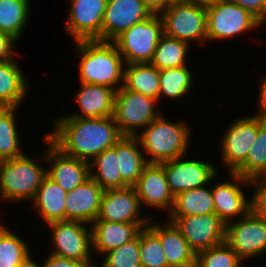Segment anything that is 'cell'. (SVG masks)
I'll return each instance as SVG.
<instances>
[{"label": "cell", "instance_id": "obj_1", "mask_svg": "<svg viewBox=\"0 0 266 267\" xmlns=\"http://www.w3.org/2000/svg\"><path fill=\"white\" fill-rule=\"evenodd\" d=\"M46 138L63 154L90 163L104 150L112 148L123 136L112 116L102 118L64 117Z\"/></svg>", "mask_w": 266, "mask_h": 267}, {"label": "cell", "instance_id": "obj_2", "mask_svg": "<svg viewBox=\"0 0 266 267\" xmlns=\"http://www.w3.org/2000/svg\"><path fill=\"white\" fill-rule=\"evenodd\" d=\"M76 46L81 57L80 83L101 85L117 91L119 87L115 84L123 82L125 63L115 44L110 41L80 40L76 41Z\"/></svg>", "mask_w": 266, "mask_h": 267}, {"label": "cell", "instance_id": "obj_3", "mask_svg": "<svg viewBox=\"0 0 266 267\" xmlns=\"http://www.w3.org/2000/svg\"><path fill=\"white\" fill-rule=\"evenodd\" d=\"M189 131L185 123H171L160 115L135 137L149 156H152L151 159H146L147 162L161 164L186 154Z\"/></svg>", "mask_w": 266, "mask_h": 267}, {"label": "cell", "instance_id": "obj_4", "mask_svg": "<svg viewBox=\"0 0 266 267\" xmlns=\"http://www.w3.org/2000/svg\"><path fill=\"white\" fill-rule=\"evenodd\" d=\"M47 169L36 164L28 155L2 160L0 165V193L7 201H33Z\"/></svg>", "mask_w": 266, "mask_h": 267}, {"label": "cell", "instance_id": "obj_5", "mask_svg": "<svg viewBox=\"0 0 266 267\" xmlns=\"http://www.w3.org/2000/svg\"><path fill=\"white\" fill-rule=\"evenodd\" d=\"M163 35L162 18L160 15L152 14L146 20L122 32L112 42L122 55L125 64L150 63Z\"/></svg>", "mask_w": 266, "mask_h": 267}, {"label": "cell", "instance_id": "obj_6", "mask_svg": "<svg viewBox=\"0 0 266 267\" xmlns=\"http://www.w3.org/2000/svg\"><path fill=\"white\" fill-rule=\"evenodd\" d=\"M158 101L141 93L127 90L120 84L115 93L113 119L123 136H136L139 127H147L161 114L155 113Z\"/></svg>", "mask_w": 266, "mask_h": 267}, {"label": "cell", "instance_id": "obj_7", "mask_svg": "<svg viewBox=\"0 0 266 267\" xmlns=\"http://www.w3.org/2000/svg\"><path fill=\"white\" fill-rule=\"evenodd\" d=\"M164 34L187 42L207 40V9L181 0L173 2L159 14Z\"/></svg>", "mask_w": 266, "mask_h": 267}, {"label": "cell", "instance_id": "obj_8", "mask_svg": "<svg viewBox=\"0 0 266 267\" xmlns=\"http://www.w3.org/2000/svg\"><path fill=\"white\" fill-rule=\"evenodd\" d=\"M260 24L250 11L230 1L222 0L207 8V40L230 38Z\"/></svg>", "mask_w": 266, "mask_h": 267}, {"label": "cell", "instance_id": "obj_9", "mask_svg": "<svg viewBox=\"0 0 266 267\" xmlns=\"http://www.w3.org/2000/svg\"><path fill=\"white\" fill-rule=\"evenodd\" d=\"M195 253L225 242L226 223L215 213L170 216Z\"/></svg>", "mask_w": 266, "mask_h": 267}, {"label": "cell", "instance_id": "obj_10", "mask_svg": "<svg viewBox=\"0 0 266 267\" xmlns=\"http://www.w3.org/2000/svg\"><path fill=\"white\" fill-rule=\"evenodd\" d=\"M239 221L226 224L225 242L241 260L266 250V218L251 211Z\"/></svg>", "mask_w": 266, "mask_h": 267}, {"label": "cell", "instance_id": "obj_11", "mask_svg": "<svg viewBox=\"0 0 266 267\" xmlns=\"http://www.w3.org/2000/svg\"><path fill=\"white\" fill-rule=\"evenodd\" d=\"M48 225L54 232L53 242L55 245L52 253L50 254L79 261L86 267L95 266L90 260L92 232H88L83 222L60 221L52 222Z\"/></svg>", "mask_w": 266, "mask_h": 267}, {"label": "cell", "instance_id": "obj_12", "mask_svg": "<svg viewBox=\"0 0 266 267\" xmlns=\"http://www.w3.org/2000/svg\"><path fill=\"white\" fill-rule=\"evenodd\" d=\"M265 120L257 115L241 118L227 129L220 150L231 173L245 162L248 151L256 140L258 128Z\"/></svg>", "mask_w": 266, "mask_h": 267}, {"label": "cell", "instance_id": "obj_13", "mask_svg": "<svg viewBox=\"0 0 266 267\" xmlns=\"http://www.w3.org/2000/svg\"><path fill=\"white\" fill-rule=\"evenodd\" d=\"M181 158L161 163L174 197L181 192L206 186L217 174L213 164L200 160L182 161Z\"/></svg>", "mask_w": 266, "mask_h": 267}, {"label": "cell", "instance_id": "obj_14", "mask_svg": "<svg viewBox=\"0 0 266 267\" xmlns=\"http://www.w3.org/2000/svg\"><path fill=\"white\" fill-rule=\"evenodd\" d=\"M108 0H71L66 29L74 41H102V22Z\"/></svg>", "mask_w": 266, "mask_h": 267}, {"label": "cell", "instance_id": "obj_15", "mask_svg": "<svg viewBox=\"0 0 266 267\" xmlns=\"http://www.w3.org/2000/svg\"><path fill=\"white\" fill-rule=\"evenodd\" d=\"M151 15L142 0H108L102 22V41L112 42Z\"/></svg>", "mask_w": 266, "mask_h": 267}, {"label": "cell", "instance_id": "obj_16", "mask_svg": "<svg viewBox=\"0 0 266 267\" xmlns=\"http://www.w3.org/2000/svg\"><path fill=\"white\" fill-rule=\"evenodd\" d=\"M140 207L141 204L133 186L106 189L101 199L96 220L120 223H147L149 218L141 219L140 216L138 217Z\"/></svg>", "mask_w": 266, "mask_h": 267}, {"label": "cell", "instance_id": "obj_17", "mask_svg": "<svg viewBox=\"0 0 266 267\" xmlns=\"http://www.w3.org/2000/svg\"><path fill=\"white\" fill-rule=\"evenodd\" d=\"M45 141L50 146H48L44 159L52 162L51 169L46 171L47 177L57 183L66 192L80 186L90 177V163L63 154L46 137Z\"/></svg>", "mask_w": 266, "mask_h": 267}, {"label": "cell", "instance_id": "obj_18", "mask_svg": "<svg viewBox=\"0 0 266 267\" xmlns=\"http://www.w3.org/2000/svg\"><path fill=\"white\" fill-rule=\"evenodd\" d=\"M103 193L104 189L91 177L67 192L65 221L92 223L98 216Z\"/></svg>", "mask_w": 266, "mask_h": 267}, {"label": "cell", "instance_id": "obj_19", "mask_svg": "<svg viewBox=\"0 0 266 267\" xmlns=\"http://www.w3.org/2000/svg\"><path fill=\"white\" fill-rule=\"evenodd\" d=\"M133 187L141 205L144 203L171 212L174 196L169 189L166 173L161 164L149 163Z\"/></svg>", "mask_w": 266, "mask_h": 267}, {"label": "cell", "instance_id": "obj_20", "mask_svg": "<svg viewBox=\"0 0 266 267\" xmlns=\"http://www.w3.org/2000/svg\"><path fill=\"white\" fill-rule=\"evenodd\" d=\"M233 182H218L212 187L215 214L219 216L226 224L237 215L246 216L251 211L250 201L246 200L245 195L240 189L241 184H248L249 179L244 178L236 173H230ZM241 181V182H240ZM237 182V183H236Z\"/></svg>", "mask_w": 266, "mask_h": 267}, {"label": "cell", "instance_id": "obj_21", "mask_svg": "<svg viewBox=\"0 0 266 267\" xmlns=\"http://www.w3.org/2000/svg\"><path fill=\"white\" fill-rule=\"evenodd\" d=\"M148 225L149 222L147 224L94 220L91 224L92 248L106 254L135 239L139 231Z\"/></svg>", "mask_w": 266, "mask_h": 267}, {"label": "cell", "instance_id": "obj_22", "mask_svg": "<svg viewBox=\"0 0 266 267\" xmlns=\"http://www.w3.org/2000/svg\"><path fill=\"white\" fill-rule=\"evenodd\" d=\"M148 227L160 238L168 267H195L196 253L173 222L165 228L160 224Z\"/></svg>", "mask_w": 266, "mask_h": 267}, {"label": "cell", "instance_id": "obj_23", "mask_svg": "<svg viewBox=\"0 0 266 267\" xmlns=\"http://www.w3.org/2000/svg\"><path fill=\"white\" fill-rule=\"evenodd\" d=\"M81 86L76 93V100L83 113L66 117L102 118L113 115L114 89L95 84L81 83Z\"/></svg>", "mask_w": 266, "mask_h": 267}, {"label": "cell", "instance_id": "obj_24", "mask_svg": "<svg viewBox=\"0 0 266 267\" xmlns=\"http://www.w3.org/2000/svg\"><path fill=\"white\" fill-rule=\"evenodd\" d=\"M140 142L135 136H122L116 143L118 170L122 180L133 186L144 168L149 164L139 150Z\"/></svg>", "mask_w": 266, "mask_h": 267}, {"label": "cell", "instance_id": "obj_25", "mask_svg": "<svg viewBox=\"0 0 266 267\" xmlns=\"http://www.w3.org/2000/svg\"><path fill=\"white\" fill-rule=\"evenodd\" d=\"M66 195L67 192L49 177L41 182L33 203L47 224L65 221Z\"/></svg>", "mask_w": 266, "mask_h": 267}, {"label": "cell", "instance_id": "obj_26", "mask_svg": "<svg viewBox=\"0 0 266 267\" xmlns=\"http://www.w3.org/2000/svg\"><path fill=\"white\" fill-rule=\"evenodd\" d=\"M126 65L123 87L159 101L161 97L159 70L151 63H128Z\"/></svg>", "mask_w": 266, "mask_h": 267}, {"label": "cell", "instance_id": "obj_27", "mask_svg": "<svg viewBox=\"0 0 266 267\" xmlns=\"http://www.w3.org/2000/svg\"><path fill=\"white\" fill-rule=\"evenodd\" d=\"M15 59L0 62V107H18L27 93L24 73Z\"/></svg>", "mask_w": 266, "mask_h": 267}, {"label": "cell", "instance_id": "obj_28", "mask_svg": "<svg viewBox=\"0 0 266 267\" xmlns=\"http://www.w3.org/2000/svg\"><path fill=\"white\" fill-rule=\"evenodd\" d=\"M211 213H215L212 190L204 186L177 194L169 215L191 216Z\"/></svg>", "mask_w": 266, "mask_h": 267}, {"label": "cell", "instance_id": "obj_29", "mask_svg": "<svg viewBox=\"0 0 266 267\" xmlns=\"http://www.w3.org/2000/svg\"><path fill=\"white\" fill-rule=\"evenodd\" d=\"M91 163L89 164L90 177L104 190L128 187L118 170L116 144L97 155ZM91 166L96 167L97 170L92 169ZM96 171L97 173H94Z\"/></svg>", "mask_w": 266, "mask_h": 267}, {"label": "cell", "instance_id": "obj_30", "mask_svg": "<svg viewBox=\"0 0 266 267\" xmlns=\"http://www.w3.org/2000/svg\"><path fill=\"white\" fill-rule=\"evenodd\" d=\"M29 0H0V31L19 39L29 17Z\"/></svg>", "mask_w": 266, "mask_h": 267}, {"label": "cell", "instance_id": "obj_31", "mask_svg": "<svg viewBox=\"0 0 266 267\" xmlns=\"http://www.w3.org/2000/svg\"><path fill=\"white\" fill-rule=\"evenodd\" d=\"M189 44L165 34L157 44L154 56L150 62L158 70L186 66L185 57Z\"/></svg>", "mask_w": 266, "mask_h": 267}, {"label": "cell", "instance_id": "obj_32", "mask_svg": "<svg viewBox=\"0 0 266 267\" xmlns=\"http://www.w3.org/2000/svg\"><path fill=\"white\" fill-rule=\"evenodd\" d=\"M17 107H0V159L7 160L22 156L15 123Z\"/></svg>", "mask_w": 266, "mask_h": 267}, {"label": "cell", "instance_id": "obj_33", "mask_svg": "<svg viewBox=\"0 0 266 267\" xmlns=\"http://www.w3.org/2000/svg\"><path fill=\"white\" fill-rule=\"evenodd\" d=\"M266 170V120L259 126L257 137L248 151L245 162L234 172L251 179Z\"/></svg>", "mask_w": 266, "mask_h": 267}, {"label": "cell", "instance_id": "obj_34", "mask_svg": "<svg viewBox=\"0 0 266 267\" xmlns=\"http://www.w3.org/2000/svg\"><path fill=\"white\" fill-rule=\"evenodd\" d=\"M29 257L26 243L0 225V267H20Z\"/></svg>", "mask_w": 266, "mask_h": 267}, {"label": "cell", "instance_id": "obj_35", "mask_svg": "<svg viewBox=\"0 0 266 267\" xmlns=\"http://www.w3.org/2000/svg\"><path fill=\"white\" fill-rule=\"evenodd\" d=\"M160 95L181 98L191 88L192 75L186 66L159 70Z\"/></svg>", "mask_w": 266, "mask_h": 267}, {"label": "cell", "instance_id": "obj_36", "mask_svg": "<svg viewBox=\"0 0 266 267\" xmlns=\"http://www.w3.org/2000/svg\"><path fill=\"white\" fill-rule=\"evenodd\" d=\"M140 237V262L142 267H168L160 238L148 227L142 228Z\"/></svg>", "mask_w": 266, "mask_h": 267}, {"label": "cell", "instance_id": "obj_37", "mask_svg": "<svg viewBox=\"0 0 266 267\" xmlns=\"http://www.w3.org/2000/svg\"><path fill=\"white\" fill-rule=\"evenodd\" d=\"M243 261L226 243L198 251L195 267H239Z\"/></svg>", "mask_w": 266, "mask_h": 267}, {"label": "cell", "instance_id": "obj_38", "mask_svg": "<svg viewBox=\"0 0 266 267\" xmlns=\"http://www.w3.org/2000/svg\"><path fill=\"white\" fill-rule=\"evenodd\" d=\"M102 267H142L140 262V237L106 253Z\"/></svg>", "mask_w": 266, "mask_h": 267}, {"label": "cell", "instance_id": "obj_39", "mask_svg": "<svg viewBox=\"0 0 266 267\" xmlns=\"http://www.w3.org/2000/svg\"><path fill=\"white\" fill-rule=\"evenodd\" d=\"M257 184L256 192L250 200L251 212L257 216L266 218V178L255 177L249 179V184Z\"/></svg>", "mask_w": 266, "mask_h": 267}, {"label": "cell", "instance_id": "obj_40", "mask_svg": "<svg viewBox=\"0 0 266 267\" xmlns=\"http://www.w3.org/2000/svg\"><path fill=\"white\" fill-rule=\"evenodd\" d=\"M250 11L262 23L266 22V0H226Z\"/></svg>", "mask_w": 266, "mask_h": 267}, {"label": "cell", "instance_id": "obj_41", "mask_svg": "<svg viewBox=\"0 0 266 267\" xmlns=\"http://www.w3.org/2000/svg\"><path fill=\"white\" fill-rule=\"evenodd\" d=\"M14 40L17 39L8 33L0 31V62L14 59Z\"/></svg>", "mask_w": 266, "mask_h": 267}, {"label": "cell", "instance_id": "obj_42", "mask_svg": "<svg viewBox=\"0 0 266 267\" xmlns=\"http://www.w3.org/2000/svg\"><path fill=\"white\" fill-rule=\"evenodd\" d=\"M42 267H86L83 263L50 254Z\"/></svg>", "mask_w": 266, "mask_h": 267}, {"label": "cell", "instance_id": "obj_43", "mask_svg": "<svg viewBox=\"0 0 266 267\" xmlns=\"http://www.w3.org/2000/svg\"><path fill=\"white\" fill-rule=\"evenodd\" d=\"M145 7L151 12V14H161L173 0H142ZM160 12V13H159Z\"/></svg>", "mask_w": 266, "mask_h": 267}, {"label": "cell", "instance_id": "obj_44", "mask_svg": "<svg viewBox=\"0 0 266 267\" xmlns=\"http://www.w3.org/2000/svg\"><path fill=\"white\" fill-rule=\"evenodd\" d=\"M259 114L257 116H260L261 118L266 119V78L262 81V86L260 87V92H259Z\"/></svg>", "mask_w": 266, "mask_h": 267}, {"label": "cell", "instance_id": "obj_45", "mask_svg": "<svg viewBox=\"0 0 266 267\" xmlns=\"http://www.w3.org/2000/svg\"><path fill=\"white\" fill-rule=\"evenodd\" d=\"M181 1L207 9L209 7H212L213 5H216L218 2L222 0H181Z\"/></svg>", "mask_w": 266, "mask_h": 267}, {"label": "cell", "instance_id": "obj_46", "mask_svg": "<svg viewBox=\"0 0 266 267\" xmlns=\"http://www.w3.org/2000/svg\"><path fill=\"white\" fill-rule=\"evenodd\" d=\"M31 259L32 258L29 257L24 263L21 264L20 267H41L37 263L33 262V260H31Z\"/></svg>", "mask_w": 266, "mask_h": 267}, {"label": "cell", "instance_id": "obj_47", "mask_svg": "<svg viewBox=\"0 0 266 267\" xmlns=\"http://www.w3.org/2000/svg\"><path fill=\"white\" fill-rule=\"evenodd\" d=\"M259 177L266 178V170Z\"/></svg>", "mask_w": 266, "mask_h": 267}]
</instances>
